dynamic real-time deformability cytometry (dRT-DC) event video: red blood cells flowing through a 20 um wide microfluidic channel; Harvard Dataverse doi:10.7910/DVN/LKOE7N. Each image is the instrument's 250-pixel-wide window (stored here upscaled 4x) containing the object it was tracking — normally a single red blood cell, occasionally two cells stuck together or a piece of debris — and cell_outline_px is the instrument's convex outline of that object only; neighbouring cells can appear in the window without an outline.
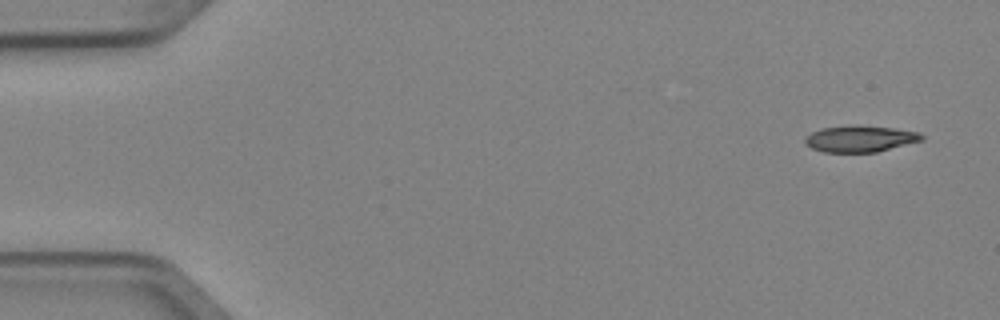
{"species": "Egyptian fruit bat (a non-hibernating species)", "species_latin": "Rousettus aegyptiacus", "temperature_condition": "cold", "stored_images_in_passage": 6, "camera_frame_rate_fps": 3000, "um_per_image_px": 0.085, "animal": {"sex": "female"}, "frame": {"image": 1, "passage_image": 1, "time_ms": 0.0, "image_size_px": [1000, 320], "cell_outline_px": [[924, 140], [876, 152], [824, 152], [812, 148], [804, 144], [804, 140], [812, 132], [824, 128], [892, 128], [920, 132], [924, 136]], "centroid_in_image_um": [73.15, 11.85], "position_along_channel_um": 11.9, "area_um2": 16.99}}
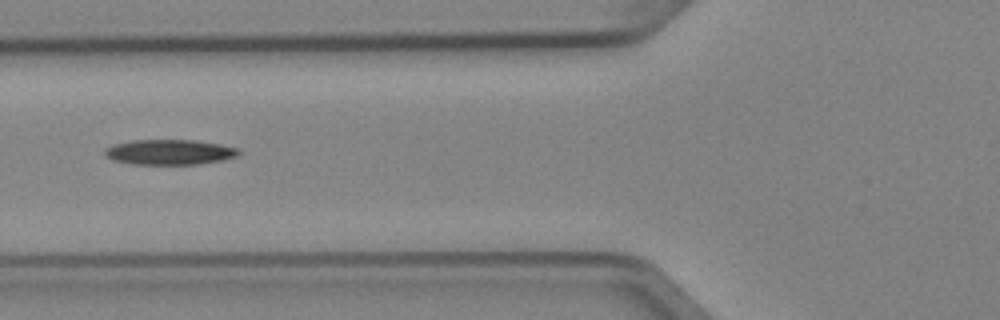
{"frame": {"image": 2, "passage_image": 5, "time_ms": 1.333, "image_size_px": [1000, 320], "cell_outline_px": [[240, 152], [236, 156], [224, 160], [200, 164], [132, 164], [112, 160], [104, 156], [104, 148], [112, 144], [132, 140], [192, 140], [220, 144], [240, 148]], "centroid_in_image_um": [14.38, 12.93], "position_along_channel_um": 111.4, "area_um2": 19.88}}
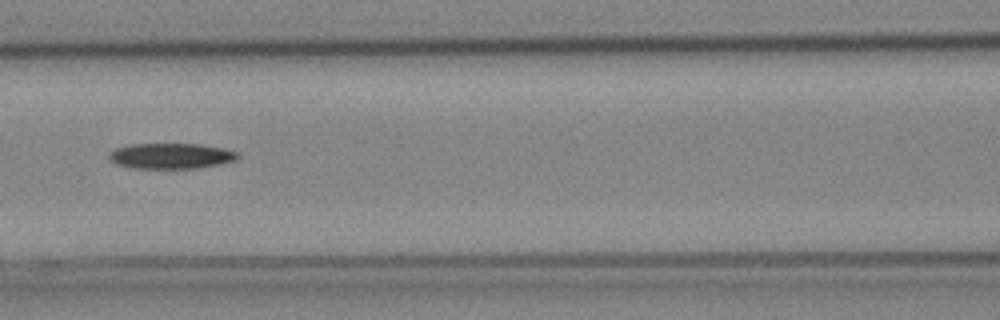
{"frame": {"image": 3, "passage_image": 6, "time_ms": 1.667, "image_size_px": [1000, 320], "cell_outline_px": [[240, 156], [236, 160], [220, 164], [200, 168], [136, 168], [116, 164], [108, 156], [108, 152], [116, 148], [128, 144], [200, 144], [224, 148], [240, 152]], "centroid_in_image_um": [14.58, 13.25], "position_along_channel_um": 152.0, "area_um2": 19.31}}